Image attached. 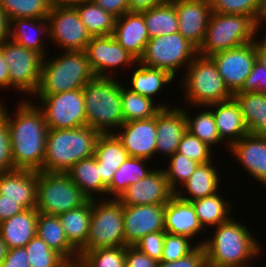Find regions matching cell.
I'll return each mask as SVG.
<instances>
[{"label": "cell", "mask_w": 266, "mask_h": 267, "mask_svg": "<svg viewBox=\"0 0 266 267\" xmlns=\"http://www.w3.org/2000/svg\"><path fill=\"white\" fill-rule=\"evenodd\" d=\"M233 97L239 103L248 132L266 135V94L237 92Z\"/></svg>", "instance_id": "836d02e7"}, {"label": "cell", "mask_w": 266, "mask_h": 267, "mask_svg": "<svg viewBox=\"0 0 266 267\" xmlns=\"http://www.w3.org/2000/svg\"><path fill=\"white\" fill-rule=\"evenodd\" d=\"M92 214V199L81 206L58 214L68 241L79 251L87 242Z\"/></svg>", "instance_id": "1f68e13d"}, {"label": "cell", "mask_w": 266, "mask_h": 267, "mask_svg": "<svg viewBox=\"0 0 266 267\" xmlns=\"http://www.w3.org/2000/svg\"><path fill=\"white\" fill-rule=\"evenodd\" d=\"M164 229L170 234L185 235L191 239L204 230L192 203L177 195L165 204Z\"/></svg>", "instance_id": "d4e9b609"}, {"label": "cell", "mask_w": 266, "mask_h": 267, "mask_svg": "<svg viewBox=\"0 0 266 267\" xmlns=\"http://www.w3.org/2000/svg\"><path fill=\"white\" fill-rule=\"evenodd\" d=\"M66 174L88 199H98L97 194L105 195L103 199H106L107 184L102 180L100 164L94 156L78 161Z\"/></svg>", "instance_id": "4dcf8cb0"}, {"label": "cell", "mask_w": 266, "mask_h": 267, "mask_svg": "<svg viewBox=\"0 0 266 267\" xmlns=\"http://www.w3.org/2000/svg\"><path fill=\"white\" fill-rule=\"evenodd\" d=\"M242 222L230 218L213 227L212 237L200 240L206 253L207 264L215 267H250L248 263L263 249Z\"/></svg>", "instance_id": "7a4b0ae2"}, {"label": "cell", "mask_w": 266, "mask_h": 267, "mask_svg": "<svg viewBox=\"0 0 266 267\" xmlns=\"http://www.w3.org/2000/svg\"><path fill=\"white\" fill-rule=\"evenodd\" d=\"M183 75L181 84L185 90V101L195 108L233 98L211 57L198 54Z\"/></svg>", "instance_id": "8992f818"}, {"label": "cell", "mask_w": 266, "mask_h": 267, "mask_svg": "<svg viewBox=\"0 0 266 267\" xmlns=\"http://www.w3.org/2000/svg\"><path fill=\"white\" fill-rule=\"evenodd\" d=\"M212 147L202 142L198 137L193 136L188 131L183 135L178 145L177 151L200 164L213 161Z\"/></svg>", "instance_id": "bcb514c9"}, {"label": "cell", "mask_w": 266, "mask_h": 267, "mask_svg": "<svg viewBox=\"0 0 266 267\" xmlns=\"http://www.w3.org/2000/svg\"><path fill=\"white\" fill-rule=\"evenodd\" d=\"M255 39L256 22L250 16L212 12L198 54L210 57L253 42Z\"/></svg>", "instance_id": "52a82bcc"}, {"label": "cell", "mask_w": 266, "mask_h": 267, "mask_svg": "<svg viewBox=\"0 0 266 267\" xmlns=\"http://www.w3.org/2000/svg\"><path fill=\"white\" fill-rule=\"evenodd\" d=\"M94 157L100 164L102 180L108 185L129 154L114 133L101 134L96 142Z\"/></svg>", "instance_id": "f546056e"}, {"label": "cell", "mask_w": 266, "mask_h": 267, "mask_svg": "<svg viewBox=\"0 0 266 267\" xmlns=\"http://www.w3.org/2000/svg\"><path fill=\"white\" fill-rule=\"evenodd\" d=\"M183 112L186 118L187 131L193 136L198 137L202 142H205L210 147L214 148L215 145L223 142L218 134V130L215 124V119L212 110L209 108L200 112L195 117H191L190 112L183 108Z\"/></svg>", "instance_id": "ab89813d"}, {"label": "cell", "mask_w": 266, "mask_h": 267, "mask_svg": "<svg viewBox=\"0 0 266 267\" xmlns=\"http://www.w3.org/2000/svg\"><path fill=\"white\" fill-rule=\"evenodd\" d=\"M65 267H82L79 262L69 263Z\"/></svg>", "instance_id": "003e7915"}, {"label": "cell", "mask_w": 266, "mask_h": 267, "mask_svg": "<svg viewBox=\"0 0 266 267\" xmlns=\"http://www.w3.org/2000/svg\"><path fill=\"white\" fill-rule=\"evenodd\" d=\"M82 267H125L126 246L79 251Z\"/></svg>", "instance_id": "7bdbcfd3"}, {"label": "cell", "mask_w": 266, "mask_h": 267, "mask_svg": "<svg viewBox=\"0 0 266 267\" xmlns=\"http://www.w3.org/2000/svg\"><path fill=\"white\" fill-rule=\"evenodd\" d=\"M73 6L91 37L112 35L117 17L106 12L92 0H79Z\"/></svg>", "instance_id": "d590c367"}, {"label": "cell", "mask_w": 266, "mask_h": 267, "mask_svg": "<svg viewBox=\"0 0 266 267\" xmlns=\"http://www.w3.org/2000/svg\"><path fill=\"white\" fill-rule=\"evenodd\" d=\"M156 154L171 157L187 131L186 118L182 106L162 108L156 114Z\"/></svg>", "instance_id": "7402d4cb"}, {"label": "cell", "mask_w": 266, "mask_h": 267, "mask_svg": "<svg viewBox=\"0 0 266 267\" xmlns=\"http://www.w3.org/2000/svg\"><path fill=\"white\" fill-rule=\"evenodd\" d=\"M126 246L123 209L118 199H92V214L86 244L79 251Z\"/></svg>", "instance_id": "ba28073f"}, {"label": "cell", "mask_w": 266, "mask_h": 267, "mask_svg": "<svg viewBox=\"0 0 266 267\" xmlns=\"http://www.w3.org/2000/svg\"><path fill=\"white\" fill-rule=\"evenodd\" d=\"M36 234L69 263L79 261V251L68 241L57 215L38 213Z\"/></svg>", "instance_id": "83f0119b"}, {"label": "cell", "mask_w": 266, "mask_h": 267, "mask_svg": "<svg viewBox=\"0 0 266 267\" xmlns=\"http://www.w3.org/2000/svg\"><path fill=\"white\" fill-rule=\"evenodd\" d=\"M112 36L137 61L150 40L141 12L129 11L118 17Z\"/></svg>", "instance_id": "603a6c76"}, {"label": "cell", "mask_w": 266, "mask_h": 267, "mask_svg": "<svg viewBox=\"0 0 266 267\" xmlns=\"http://www.w3.org/2000/svg\"><path fill=\"white\" fill-rule=\"evenodd\" d=\"M30 267H65L69 262L37 234L25 246Z\"/></svg>", "instance_id": "b9f144b4"}, {"label": "cell", "mask_w": 266, "mask_h": 267, "mask_svg": "<svg viewBox=\"0 0 266 267\" xmlns=\"http://www.w3.org/2000/svg\"><path fill=\"white\" fill-rule=\"evenodd\" d=\"M0 46L9 68L10 88L32 98L40 84L43 57L10 39Z\"/></svg>", "instance_id": "8fae6325"}, {"label": "cell", "mask_w": 266, "mask_h": 267, "mask_svg": "<svg viewBox=\"0 0 266 267\" xmlns=\"http://www.w3.org/2000/svg\"><path fill=\"white\" fill-rule=\"evenodd\" d=\"M9 115L3 105L1 116L9 129L11 156L15 169L43 171L48 126L41 109L31 100L17 103Z\"/></svg>", "instance_id": "6da1fadb"}, {"label": "cell", "mask_w": 266, "mask_h": 267, "mask_svg": "<svg viewBox=\"0 0 266 267\" xmlns=\"http://www.w3.org/2000/svg\"><path fill=\"white\" fill-rule=\"evenodd\" d=\"M9 21L16 18H47L52 7L49 0H0Z\"/></svg>", "instance_id": "60d3db41"}, {"label": "cell", "mask_w": 266, "mask_h": 267, "mask_svg": "<svg viewBox=\"0 0 266 267\" xmlns=\"http://www.w3.org/2000/svg\"><path fill=\"white\" fill-rule=\"evenodd\" d=\"M136 65L137 68H133L135 71H132L130 83H128L131 86L127 87L137 94L149 97L154 101L155 96L164 89L163 87L167 84L171 85V82L175 80V77L165 70L148 67L138 61Z\"/></svg>", "instance_id": "d6a6232c"}, {"label": "cell", "mask_w": 266, "mask_h": 267, "mask_svg": "<svg viewBox=\"0 0 266 267\" xmlns=\"http://www.w3.org/2000/svg\"><path fill=\"white\" fill-rule=\"evenodd\" d=\"M8 65L4 61V55L0 46V89H10V78Z\"/></svg>", "instance_id": "680465c9"}, {"label": "cell", "mask_w": 266, "mask_h": 267, "mask_svg": "<svg viewBox=\"0 0 266 267\" xmlns=\"http://www.w3.org/2000/svg\"><path fill=\"white\" fill-rule=\"evenodd\" d=\"M166 0H128L130 12H142L162 4Z\"/></svg>", "instance_id": "6f0895ef"}, {"label": "cell", "mask_w": 266, "mask_h": 267, "mask_svg": "<svg viewBox=\"0 0 266 267\" xmlns=\"http://www.w3.org/2000/svg\"><path fill=\"white\" fill-rule=\"evenodd\" d=\"M0 200L18 201L25 209L37 207V171L14 169L0 174Z\"/></svg>", "instance_id": "44dd1931"}, {"label": "cell", "mask_w": 266, "mask_h": 267, "mask_svg": "<svg viewBox=\"0 0 266 267\" xmlns=\"http://www.w3.org/2000/svg\"><path fill=\"white\" fill-rule=\"evenodd\" d=\"M219 194L218 192L215 195L191 201L204 231L206 228H213L231 218L233 208L229 201H225L224 197L222 198Z\"/></svg>", "instance_id": "f35d334b"}, {"label": "cell", "mask_w": 266, "mask_h": 267, "mask_svg": "<svg viewBox=\"0 0 266 267\" xmlns=\"http://www.w3.org/2000/svg\"><path fill=\"white\" fill-rule=\"evenodd\" d=\"M14 169L8 124L6 120L0 116V174Z\"/></svg>", "instance_id": "681fc988"}, {"label": "cell", "mask_w": 266, "mask_h": 267, "mask_svg": "<svg viewBox=\"0 0 266 267\" xmlns=\"http://www.w3.org/2000/svg\"><path fill=\"white\" fill-rule=\"evenodd\" d=\"M211 10L220 14H242L258 22L263 0H210Z\"/></svg>", "instance_id": "f6af8a7d"}, {"label": "cell", "mask_w": 266, "mask_h": 267, "mask_svg": "<svg viewBox=\"0 0 266 267\" xmlns=\"http://www.w3.org/2000/svg\"><path fill=\"white\" fill-rule=\"evenodd\" d=\"M205 108L212 109L218 134L227 149L249 133L239 103L234 97Z\"/></svg>", "instance_id": "cb8c5ba5"}, {"label": "cell", "mask_w": 266, "mask_h": 267, "mask_svg": "<svg viewBox=\"0 0 266 267\" xmlns=\"http://www.w3.org/2000/svg\"><path fill=\"white\" fill-rule=\"evenodd\" d=\"M49 40L63 51H84L91 36L73 5H54L47 17Z\"/></svg>", "instance_id": "4fadbf2b"}, {"label": "cell", "mask_w": 266, "mask_h": 267, "mask_svg": "<svg viewBox=\"0 0 266 267\" xmlns=\"http://www.w3.org/2000/svg\"><path fill=\"white\" fill-rule=\"evenodd\" d=\"M229 91L234 95L243 86L256 62V41L210 56Z\"/></svg>", "instance_id": "9a60e30c"}, {"label": "cell", "mask_w": 266, "mask_h": 267, "mask_svg": "<svg viewBox=\"0 0 266 267\" xmlns=\"http://www.w3.org/2000/svg\"><path fill=\"white\" fill-rule=\"evenodd\" d=\"M165 231H157L143 236L134 246L157 262L161 261Z\"/></svg>", "instance_id": "c3c4849f"}, {"label": "cell", "mask_w": 266, "mask_h": 267, "mask_svg": "<svg viewBox=\"0 0 266 267\" xmlns=\"http://www.w3.org/2000/svg\"><path fill=\"white\" fill-rule=\"evenodd\" d=\"M100 135L99 131L88 126L48 129L43 171L66 173L78 161L94 156Z\"/></svg>", "instance_id": "3957f363"}, {"label": "cell", "mask_w": 266, "mask_h": 267, "mask_svg": "<svg viewBox=\"0 0 266 267\" xmlns=\"http://www.w3.org/2000/svg\"><path fill=\"white\" fill-rule=\"evenodd\" d=\"M84 52L96 77H116V69L134 67L137 62L112 35L91 37Z\"/></svg>", "instance_id": "5bb4252c"}, {"label": "cell", "mask_w": 266, "mask_h": 267, "mask_svg": "<svg viewBox=\"0 0 266 267\" xmlns=\"http://www.w3.org/2000/svg\"><path fill=\"white\" fill-rule=\"evenodd\" d=\"M266 22V0H263V7H262V12L260 15V18L258 20V22L256 23V35L258 36V31L260 32V30H262L263 26L262 24ZM261 28V29H259Z\"/></svg>", "instance_id": "6125c7cd"}, {"label": "cell", "mask_w": 266, "mask_h": 267, "mask_svg": "<svg viewBox=\"0 0 266 267\" xmlns=\"http://www.w3.org/2000/svg\"><path fill=\"white\" fill-rule=\"evenodd\" d=\"M125 85L121 84V105L124 123L152 118L162 108L171 107L164 102L156 104L153 99L137 94Z\"/></svg>", "instance_id": "8d00e7d4"}, {"label": "cell", "mask_w": 266, "mask_h": 267, "mask_svg": "<svg viewBox=\"0 0 266 267\" xmlns=\"http://www.w3.org/2000/svg\"><path fill=\"white\" fill-rule=\"evenodd\" d=\"M198 55V49L179 32L150 38L139 63L165 70L176 78Z\"/></svg>", "instance_id": "30bf717a"}, {"label": "cell", "mask_w": 266, "mask_h": 267, "mask_svg": "<svg viewBox=\"0 0 266 267\" xmlns=\"http://www.w3.org/2000/svg\"><path fill=\"white\" fill-rule=\"evenodd\" d=\"M106 12H110L115 17H121L129 12L128 0H92Z\"/></svg>", "instance_id": "11a10c76"}, {"label": "cell", "mask_w": 266, "mask_h": 267, "mask_svg": "<svg viewBox=\"0 0 266 267\" xmlns=\"http://www.w3.org/2000/svg\"><path fill=\"white\" fill-rule=\"evenodd\" d=\"M38 213L36 208L26 209L0 223V236L9 249L25 247L36 235Z\"/></svg>", "instance_id": "f1b7e54d"}, {"label": "cell", "mask_w": 266, "mask_h": 267, "mask_svg": "<svg viewBox=\"0 0 266 267\" xmlns=\"http://www.w3.org/2000/svg\"><path fill=\"white\" fill-rule=\"evenodd\" d=\"M256 61L266 67V50L256 42Z\"/></svg>", "instance_id": "94428289"}, {"label": "cell", "mask_w": 266, "mask_h": 267, "mask_svg": "<svg viewBox=\"0 0 266 267\" xmlns=\"http://www.w3.org/2000/svg\"><path fill=\"white\" fill-rule=\"evenodd\" d=\"M141 13L149 38L178 32V16L171 0H166L162 4Z\"/></svg>", "instance_id": "74e56055"}, {"label": "cell", "mask_w": 266, "mask_h": 267, "mask_svg": "<svg viewBox=\"0 0 266 267\" xmlns=\"http://www.w3.org/2000/svg\"><path fill=\"white\" fill-rule=\"evenodd\" d=\"M10 21L0 7V45L9 39Z\"/></svg>", "instance_id": "91938a15"}, {"label": "cell", "mask_w": 266, "mask_h": 267, "mask_svg": "<svg viewBox=\"0 0 266 267\" xmlns=\"http://www.w3.org/2000/svg\"><path fill=\"white\" fill-rule=\"evenodd\" d=\"M126 246H134L143 236L165 231V205H122Z\"/></svg>", "instance_id": "2e32d148"}, {"label": "cell", "mask_w": 266, "mask_h": 267, "mask_svg": "<svg viewBox=\"0 0 266 267\" xmlns=\"http://www.w3.org/2000/svg\"><path fill=\"white\" fill-rule=\"evenodd\" d=\"M192 240L188 236L170 234L165 231L161 261H176L191 253L198 246V243L194 245Z\"/></svg>", "instance_id": "7dc6e473"}, {"label": "cell", "mask_w": 266, "mask_h": 267, "mask_svg": "<svg viewBox=\"0 0 266 267\" xmlns=\"http://www.w3.org/2000/svg\"><path fill=\"white\" fill-rule=\"evenodd\" d=\"M228 151L259 184L266 185V135L251 134L232 144Z\"/></svg>", "instance_id": "ffe728a7"}, {"label": "cell", "mask_w": 266, "mask_h": 267, "mask_svg": "<svg viewBox=\"0 0 266 267\" xmlns=\"http://www.w3.org/2000/svg\"><path fill=\"white\" fill-rule=\"evenodd\" d=\"M88 198L66 173L37 171L39 213L58 215L84 204Z\"/></svg>", "instance_id": "9c48e42d"}, {"label": "cell", "mask_w": 266, "mask_h": 267, "mask_svg": "<svg viewBox=\"0 0 266 267\" xmlns=\"http://www.w3.org/2000/svg\"><path fill=\"white\" fill-rule=\"evenodd\" d=\"M157 261L135 246H126L125 267H157Z\"/></svg>", "instance_id": "f5cc1de1"}, {"label": "cell", "mask_w": 266, "mask_h": 267, "mask_svg": "<svg viewBox=\"0 0 266 267\" xmlns=\"http://www.w3.org/2000/svg\"><path fill=\"white\" fill-rule=\"evenodd\" d=\"M2 108H3V105H0V116H1Z\"/></svg>", "instance_id": "89a4df30"}, {"label": "cell", "mask_w": 266, "mask_h": 267, "mask_svg": "<svg viewBox=\"0 0 266 267\" xmlns=\"http://www.w3.org/2000/svg\"><path fill=\"white\" fill-rule=\"evenodd\" d=\"M26 210L18 201L0 200V223Z\"/></svg>", "instance_id": "9f6ffc18"}, {"label": "cell", "mask_w": 266, "mask_h": 267, "mask_svg": "<svg viewBox=\"0 0 266 267\" xmlns=\"http://www.w3.org/2000/svg\"><path fill=\"white\" fill-rule=\"evenodd\" d=\"M215 161L199 164L189 179L175 192L180 199L194 201L199 198L209 197L220 190V172ZM187 196V197H186Z\"/></svg>", "instance_id": "4316f807"}, {"label": "cell", "mask_w": 266, "mask_h": 267, "mask_svg": "<svg viewBox=\"0 0 266 267\" xmlns=\"http://www.w3.org/2000/svg\"><path fill=\"white\" fill-rule=\"evenodd\" d=\"M114 134L122 142L130 157L150 160L156 157V116L123 123Z\"/></svg>", "instance_id": "d6986e66"}, {"label": "cell", "mask_w": 266, "mask_h": 267, "mask_svg": "<svg viewBox=\"0 0 266 267\" xmlns=\"http://www.w3.org/2000/svg\"><path fill=\"white\" fill-rule=\"evenodd\" d=\"M8 251H9V248L7 244L3 241V239L0 236V264L6 258Z\"/></svg>", "instance_id": "be15d7a7"}, {"label": "cell", "mask_w": 266, "mask_h": 267, "mask_svg": "<svg viewBox=\"0 0 266 267\" xmlns=\"http://www.w3.org/2000/svg\"><path fill=\"white\" fill-rule=\"evenodd\" d=\"M207 263L203 245H199L188 255L171 262L159 261L157 267H204Z\"/></svg>", "instance_id": "816d5d0a"}, {"label": "cell", "mask_w": 266, "mask_h": 267, "mask_svg": "<svg viewBox=\"0 0 266 267\" xmlns=\"http://www.w3.org/2000/svg\"><path fill=\"white\" fill-rule=\"evenodd\" d=\"M51 5H73L75 2L79 0H49Z\"/></svg>", "instance_id": "e7e4bbea"}, {"label": "cell", "mask_w": 266, "mask_h": 267, "mask_svg": "<svg viewBox=\"0 0 266 267\" xmlns=\"http://www.w3.org/2000/svg\"><path fill=\"white\" fill-rule=\"evenodd\" d=\"M204 267H215V266H211V265H209V264L206 263V264L204 265Z\"/></svg>", "instance_id": "a7ac6f4b"}, {"label": "cell", "mask_w": 266, "mask_h": 267, "mask_svg": "<svg viewBox=\"0 0 266 267\" xmlns=\"http://www.w3.org/2000/svg\"><path fill=\"white\" fill-rule=\"evenodd\" d=\"M238 92H259L266 94V67L256 61L251 73L245 79L242 88Z\"/></svg>", "instance_id": "f907efd6"}, {"label": "cell", "mask_w": 266, "mask_h": 267, "mask_svg": "<svg viewBox=\"0 0 266 267\" xmlns=\"http://www.w3.org/2000/svg\"><path fill=\"white\" fill-rule=\"evenodd\" d=\"M178 16V32L197 49L204 41L212 13L210 0H171Z\"/></svg>", "instance_id": "ac0fdd59"}, {"label": "cell", "mask_w": 266, "mask_h": 267, "mask_svg": "<svg viewBox=\"0 0 266 267\" xmlns=\"http://www.w3.org/2000/svg\"><path fill=\"white\" fill-rule=\"evenodd\" d=\"M49 38L47 18H16L10 20L9 39L18 45L47 56L45 40Z\"/></svg>", "instance_id": "484cf974"}, {"label": "cell", "mask_w": 266, "mask_h": 267, "mask_svg": "<svg viewBox=\"0 0 266 267\" xmlns=\"http://www.w3.org/2000/svg\"><path fill=\"white\" fill-rule=\"evenodd\" d=\"M148 162L147 159L129 156L117 169L111 182L107 185V199L109 197L110 199H119L130 185L135 184L152 172L153 168L145 167Z\"/></svg>", "instance_id": "e575fe53"}, {"label": "cell", "mask_w": 266, "mask_h": 267, "mask_svg": "<svg viewBox=\"0 0 266 267\" xmlns=\"http://www.w3.org/2000/svg\"><path fill=\"white\" fill-rule=\"evenodd\" d=\"M37 100L40 102L37 106L44 115L48 129L87 126L82 89L44 95Z\"/></svg>", "instance_id": "7c38bea8"}, {"label": "cell", "mask_w": 266, "mask_h": 267, "mask_svg": "<svg viewBox=\"0 0 266 267\" xmlns=\"http://www.w3.org/2000/svg\"><path fill=\"white\" fill-rule=\"evenodd\" d=\"M263 37V39L262 40H260V39H258L259 37H257L256 36V39H255V41L263 48V49H265L266 50V32H265V34L264 35H262Z\"/></svg>", "instance_id": "03108f58"}, {"label": "cell", "mask_w": 266, "mask_h": 267, "mask_svg": "<svg viewBox=\"0 0 266 267\" xmlns=\"http://www.w3.org/2000/svg\"><path fill=\"white\" fill-rule=\"evenodd\" d=\"M82 92L87 126L101 134L117 132L124 123L119 79L95 77Z\"/></svg>", "instance_id": "277c9868"}, {"label": "cell", "mask_w": 266, "mask_h": 267, "mask_svg": "<svg viewBox=\"0 0 266 267\" xmlns=\"http://www.w3.org/2000/svg\"><path fill=\"white\" fill-rule=\"evenodd\" d=\"M25 247L9 249L0 267H30Z\"/></svg>", "instance_id": "db71d44e"}, {"label": "cell", "mask_w": 266, "mask_h": 267, "mask_svg": "<svg viewBox=\"0 0 266 267\" xmlns=\"http://www.w3.org/2000/svg\"><path fill=\"white\" fill-rule=\"evenodd\" d=\"M95 77L84 51H63L50 59L47 55L42 61L40 84L33 99L82 89Z\"/></svg>", "instance_id": "5b68a950"}, {"label": "cell", "mask_w": 266, "mask_h": 267, "mask_svg": "<svg viewBox=\"0 0 266 267\" xmlns=\"http://www.w3.org/2000/svg\"><path fill=\"white\" fill-rule=\"evenodd\" d=\"M167 161H169L167 163L168 168L166 167L163 170L166 179L174 192L179 189V185L182 186L189 179L200 164L178 152H175Z\"/></svg>", "instance_id": "ee69618b"}, {"label": "cell", "mask_w": 266, "mask_h": 267, "mask_svg": "<svg viewBox=\"0 0 266 267\" xmlns=\"http://www.w3.org/2000/svg\"><path fill=\"white\" fill-rule=\"evenodd\" d=\"M175 195L163 169H154L145 178L130 185L118 199L122 205H165Z\"/></svg>", "instance_id": "e0dca14e"}]
</instances>
